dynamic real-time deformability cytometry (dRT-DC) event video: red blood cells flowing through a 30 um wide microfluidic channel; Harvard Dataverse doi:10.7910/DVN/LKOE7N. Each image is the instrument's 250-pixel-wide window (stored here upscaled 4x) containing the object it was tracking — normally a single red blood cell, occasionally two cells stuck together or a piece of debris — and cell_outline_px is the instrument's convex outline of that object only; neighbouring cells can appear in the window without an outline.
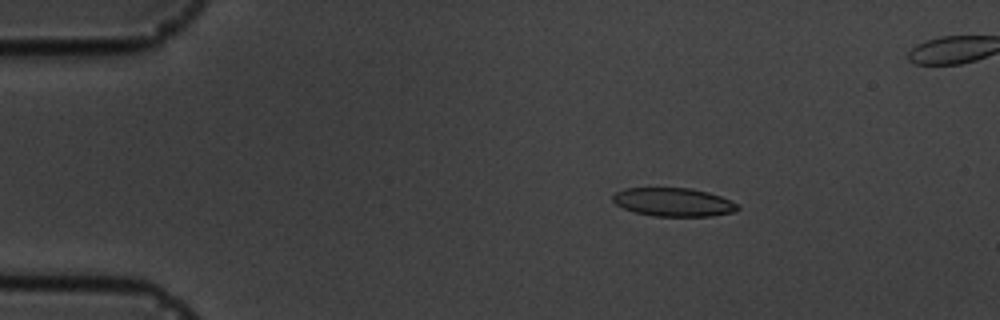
{"species": "common noctule bat (a hibernating species)", "species_latin": "Nyctalus noctula", "temperature_condition": "cold", "stored_images_in_passage": 4, "camera_frame_rate_fps": 3000, "um_per_image_px": 0.085, "animal": {"sex": "male", "body_mass_g": 19.5, "forearm_length_mm": 54.6}, "frame": {"image": 1, "passage_image": 2, "time_ms": 1.333, "image_size_px": [1000, 320], "cell_outline_px": [[740, 208], [736, 212], [712, 216], [652, 216], [632, 212], [616, 204], [612, 200], [612, 196], [616, 192], [624, 188], [692, 188], [708, 192], [720, 196], [736, 204]], "centroid_in_image_um": [57.22, 17.18], "position_along_channel_um": 27.8, "area_um2": 20.81}}